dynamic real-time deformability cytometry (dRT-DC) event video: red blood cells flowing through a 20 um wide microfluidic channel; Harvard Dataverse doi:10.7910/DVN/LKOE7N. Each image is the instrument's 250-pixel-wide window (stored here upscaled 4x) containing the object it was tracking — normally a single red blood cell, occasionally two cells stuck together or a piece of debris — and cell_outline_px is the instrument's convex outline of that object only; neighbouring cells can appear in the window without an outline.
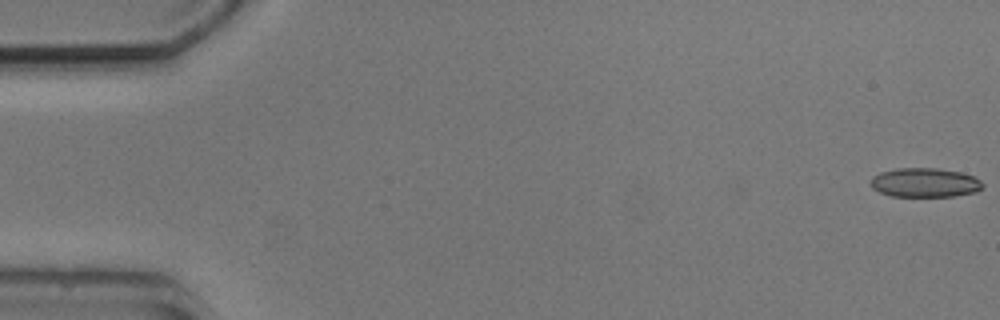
{"species": "common noctule bat (a hibernating species)", "species_latin": "Nyctalus noctula", "temperature_condition": "cold", "stored_images_in_passage": 6, "camera_frame_rate_fps": 3000, "um_per_image_px": 0.085, "animal": {"sex": "male", "body_mass_g": 20.5, "forearm_length_mm": 52.5}, "frame": {"image": 1, "passage_image": 1, "time_ms": 0.0, "image_size_px": [1000, 320], "cell_outline_px": [[984, 188], [976, 192], [956, 196], [892, 196], [880, 192], [872, 188], [868, 184], [872, 176], [880, 172], [896, 168], [936, 168], [960, 172], [972, 176], [980, 180], [984, 184]], "centroid_in_image_um": [78.6, 15.52], "position_along_channel_um": 6.4, "area_um2": 19.25}}
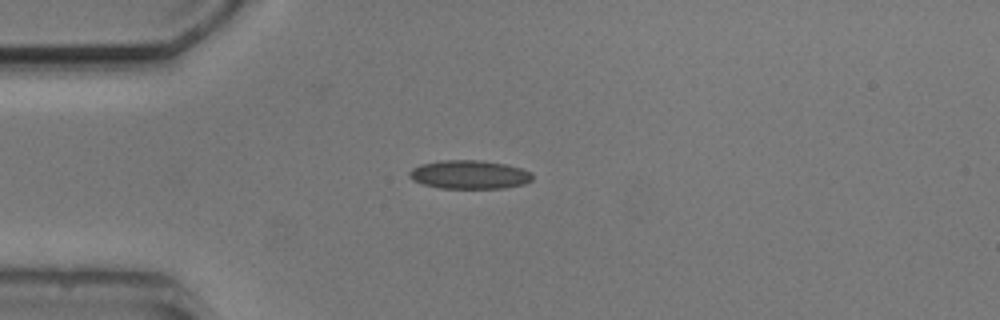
{"frame": {"image": 2, "passage_image": 4, "time_ms": 4.333, "image_size_px": [1000, 320], "cell_outline_px": [[532, 180], [524, 184], [504, 188], [440, 188], [424, 184], [412, 180], [408, 176], [408, 172], [412, 168], [420, 164], [444, 160], [480, 160], [504, 164], [520, 168], [532, 172]], "centroid_in_image_um": [39.88, 14.84], "position_along_channel_um": 45.1, "area_um2": 20.52}}
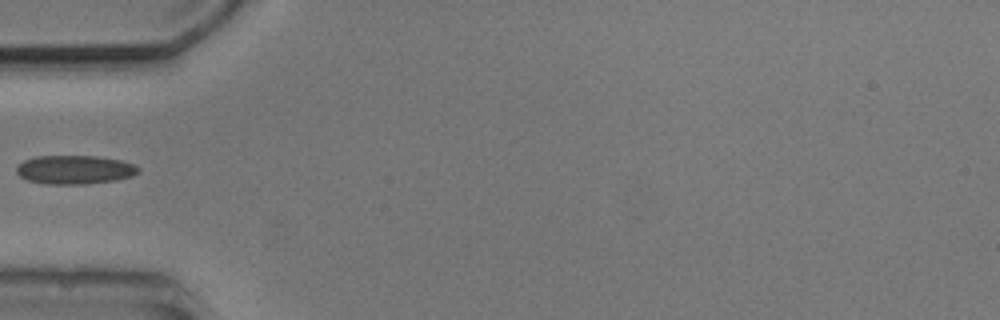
{"frame": {"image": 3, "passage_image": 5, "time_ms": 5.667, "image_size_px": [1000, 320], "cell_outline_px": [[140, 172], [132, 176], [116, 180], [84, 184], [48, 184], [28, 180], [20, 176], [16, 172], [16, 168], [24, 160], [36, 156], [96, 156], [120, 160], [132, 164], [140, 168]], "centroid_in_image_um": [6.36, 14.42], "position_along_channel_um": 78.6, "area_um2": 20.35}}